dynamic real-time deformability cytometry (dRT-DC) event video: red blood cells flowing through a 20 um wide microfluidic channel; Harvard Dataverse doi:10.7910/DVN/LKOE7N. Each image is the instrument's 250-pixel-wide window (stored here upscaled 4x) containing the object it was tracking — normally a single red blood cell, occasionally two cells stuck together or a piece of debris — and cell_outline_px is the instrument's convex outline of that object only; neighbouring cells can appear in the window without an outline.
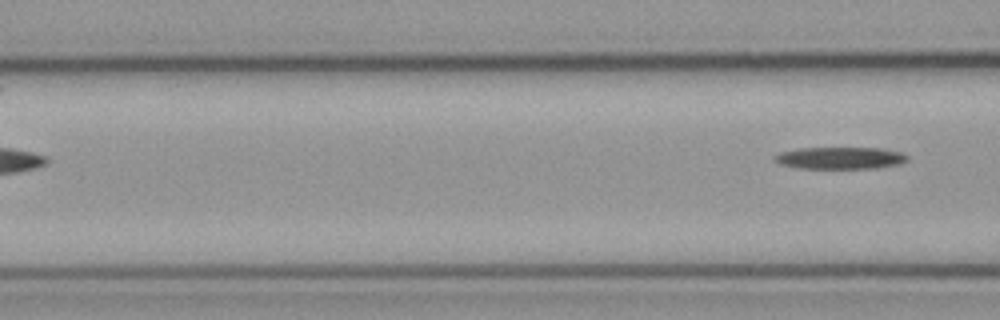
{"species": "common noctule bat (a hibernating species)", "species_latin": "Nyctalus noctula", "temperature_condition": "cold", "stored_images_in_passage": 3, "camera_frame_rate_fps": 3000, "um_per_image_px": 0.085, "animal": {"sex": "male", "body_mass_g": 23.1, "forearm_length_mm": 52.7}, "frame": {"image": 1, "passage_image": 3, "time_ms": 0.667, "image_size_px": [1000, 320], "cell_outline_px": [[908, 160], [900, 164], [876, 168], [800, 168], [780, 164], [772, 160], [772, 156], [780, 152], [800, 148], [876, 148], [900, 152], [908, 156]], "centroid_in_image_um": [71.37, 13.43], "position_along_channel_um": 95.2, "area_um2": 16.99}}